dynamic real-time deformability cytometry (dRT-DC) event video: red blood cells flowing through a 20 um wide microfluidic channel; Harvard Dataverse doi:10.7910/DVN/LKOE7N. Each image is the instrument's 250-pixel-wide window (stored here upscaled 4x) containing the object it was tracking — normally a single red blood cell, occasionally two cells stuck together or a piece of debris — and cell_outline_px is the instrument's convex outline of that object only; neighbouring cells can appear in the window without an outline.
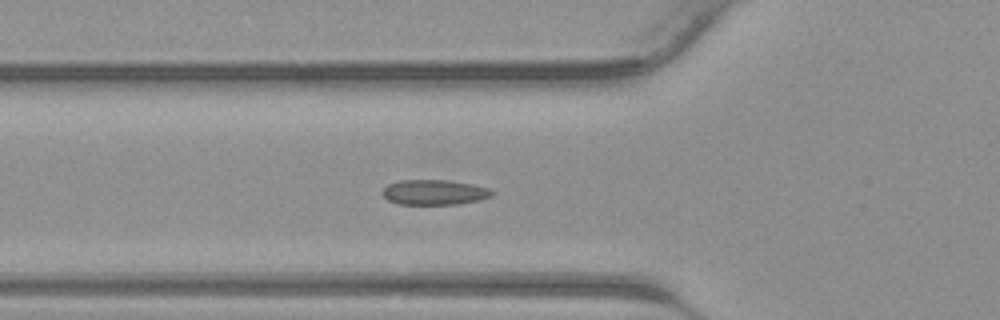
{"species": "common noctule bat (a hibernating species)", "species_latin": "Nyctalus noctula", "temperature_condition": "warm", "stored_images_in_passage": 40, "camera_frame_rate_fps": 3000, "um_per_image_px": 0.085, "animal": {"sex": "male", "body_mass_g": 23.1, "forearm_length_mm": 52.7}, "frame": {"image": 1, "passage_image": 12, "time_ms": 3.667, "image_size_px": [1000, 320], "cell_outline_px": [[496, 192], [492, 196], [480, 200], [456, 204], [396, 204], [388, 200], [380, 192], [388, 184], [400, 180], [448, 180], [472, 184], [488, 188]], "centroid_in_image_um": [36.92, 16.34], "position_along_channel_um": 88.9, "area_um2": 16.13}}
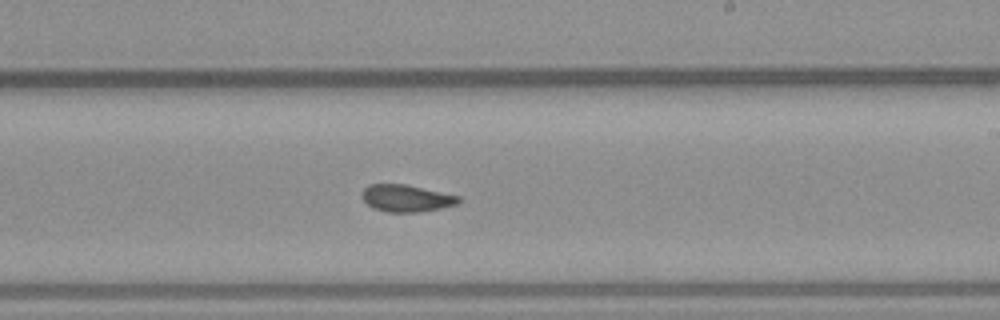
{"frame": {"image": 2, "passage_image": 22, "time_ms": 7.0, "image_size_px": [1000, 320], "cell_outline_px": [[460, 200], [456, 204], [440, 208], [420, 212], [388, 212], [372, 208], [364, 200], [364, 188], [368, 184], [404, 184], [460, 196]], "centroid_in_image_um": [34.54, 16.85], "position_along_channel_um": 254.5, "area_um2": 14.97}}
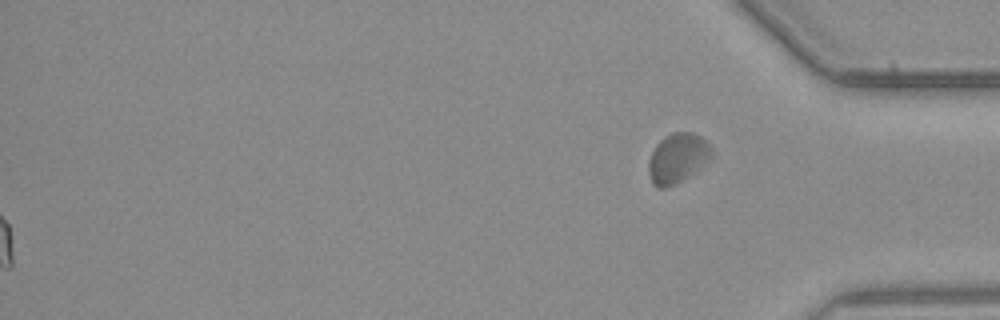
{"frame": {"image": 3, "passage_image": 40, "time_ms": 13.0, "image_size_px": [1000, 320], "cell_outline_px": [[712, 156], [696, 172], [676, 184], [664, 188], [660, 188], [652, 184], [648, 172], [648, 164], [652, 152], [656, 144], [664, 136], [672, 132], [692, 132], [700, 136], [712, 148]], "centroid_in_image_um": [57.58, 13.45], "position_along_channel_um": 377.6, "area_um2": 18.32}}